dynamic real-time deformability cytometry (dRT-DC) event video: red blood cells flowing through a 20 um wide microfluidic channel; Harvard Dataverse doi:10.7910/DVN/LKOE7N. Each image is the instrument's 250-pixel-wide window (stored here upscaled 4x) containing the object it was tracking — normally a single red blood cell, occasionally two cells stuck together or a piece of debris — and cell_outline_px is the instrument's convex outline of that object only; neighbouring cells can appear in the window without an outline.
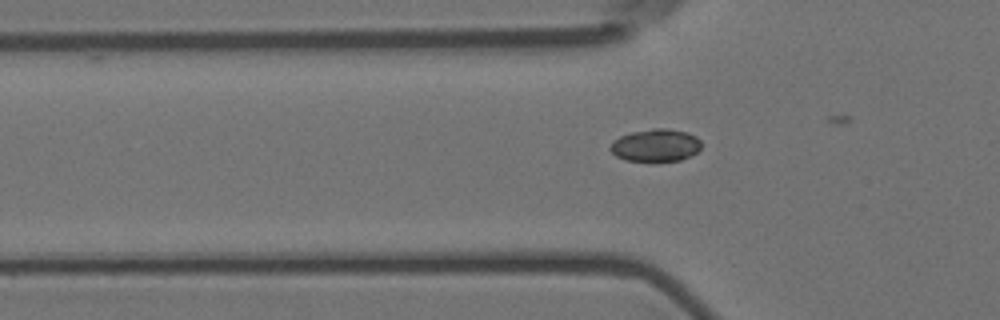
{"species": "Egyptian fruit bat (a non-hibernating species)", "species_latin": "Rousettus aegyptiacus", "temperature_condition": "room temperature", "stored_images_in_passage": 13, "camera_frame_rate_fps": 3000, "um_per_image_px": 0.085, "animal": {"sex": "female"}, "frame": {"image": 1, "passage_image": 10, "time_ms": 3.0, "image_size_px": [1000, 320], "cell_outline_px": [[700, 148], [696, 152], [680, 160], [656, 164], [652, 164], [624, 160], [616, 156], [608, 148], [612, 140], [620, 136], [632, 132], [652, 128], [668, 128], [688, 132], [696, 136], [700, 140]], "centroid_in_image_um": [55.69, 12.39], "position_along_channel_um": 70.1, "area_um2": 18.03}}